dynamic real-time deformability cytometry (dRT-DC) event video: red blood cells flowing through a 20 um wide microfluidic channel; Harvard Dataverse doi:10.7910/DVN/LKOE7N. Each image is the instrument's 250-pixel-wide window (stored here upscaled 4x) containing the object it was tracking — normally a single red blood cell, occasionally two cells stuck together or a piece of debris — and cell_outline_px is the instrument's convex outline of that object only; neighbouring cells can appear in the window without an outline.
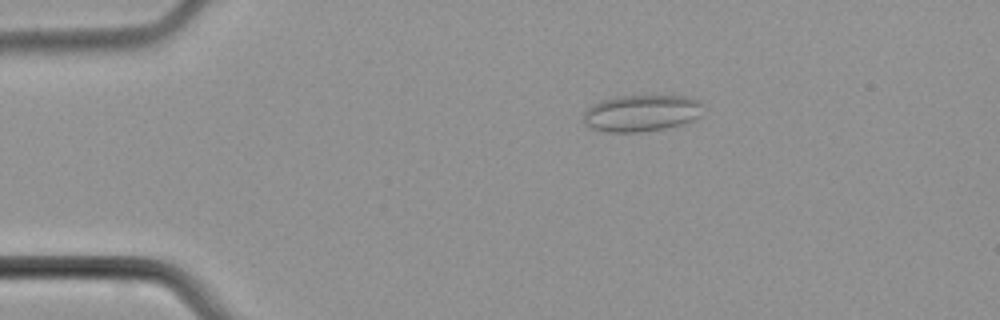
{"species": "common noctule bat (a hibernating species)", "species_latin": "Nyctalus noctula", "temperature_condition": "cold", "stored_images_in_passage": 49, "camera_frame_rate_fps": 3000, "um_per_image_px": 0.085, "animal": {"sex": "male", "body_mass_g": 21.5, "forearm_length_mm": 52.0}, "frame": {"image": 1, "passage_image": 9, "time_ms": 2.667, "image_size_px": [1000, 320], "cell_outline_px": [[700, 116], [692, 120], [680, 124], [664, 128], [640, 132], [604, 132], [592, 128], [584, 124], [584, 112], [592, 104], [600, 100], [616, 96], [684, 96], [700, 100]], "centroid_in_image_um": [54.46, 9.61], "position_along_channel_um": 30.5, "area_um2": 25.43}}
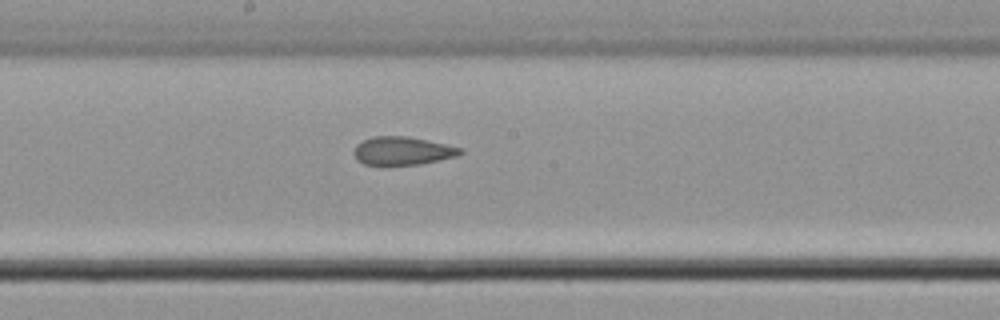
{"frame": {"image": 2, "passage_image": 26, "time_ms": 8.333, "image_size_px": [1000, 320], "cell_outline_px": [[464, 152], [456, 156], [420, 164], [364, 164], [356, 160], [352, 152], [356, 144], [372, 136], [408, 136], [464, 148]], "centroid_in_image_um": [34.19, 12.81], "position_along_channel_um": 214.0, "area_um2": 17.46}}
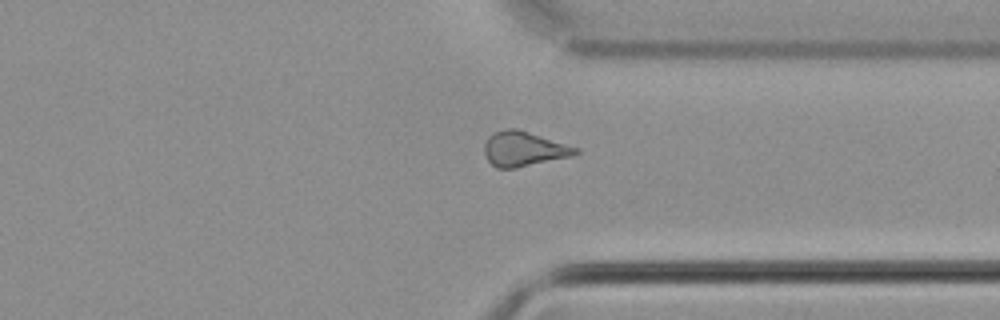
{"frame": {"image": 3, "passage_image": 37, "time_ms": 12.0, "image_size_px": [1000, 320], "cell_outline_px": [[580, 152], [572, 156], [516, 168], [496, 168], [488, 160], [484, 152], [484, 144], [488, 136], [492, 132], [504, 128], [516, 128], [580, 148]], "centroid_in_image_um": [44.51, 12.65], "position_along_channel_um": 366.9, "area_um2": 18.61}}